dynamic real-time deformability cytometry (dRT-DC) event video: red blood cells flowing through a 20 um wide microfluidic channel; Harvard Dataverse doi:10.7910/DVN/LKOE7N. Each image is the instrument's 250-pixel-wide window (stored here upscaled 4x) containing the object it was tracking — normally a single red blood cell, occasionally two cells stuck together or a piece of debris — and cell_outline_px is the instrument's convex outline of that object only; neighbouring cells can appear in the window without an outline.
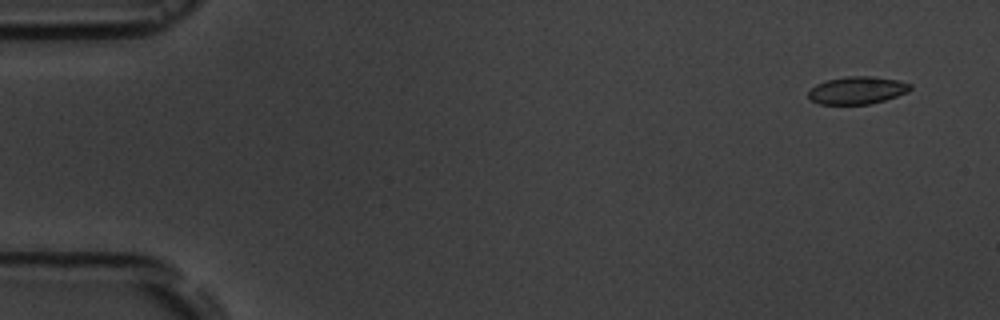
{"species": "common noctule bat (a hibernating species)", "species_latin": "Nyctalus noctula", "temperature_condition": "room temperature", "stored_images_in_passage": 4, "camera_frame_rate_fps": 3000, "um_per_image_px": 0.085, "animal": {"sex": "male", "body_mass_g": 19.5, "forearm_length_mm": 54.6}, "frame": {"image": 1, "passage_image": 1, "time_ms": 0.0, "image_size_px": [1000, 320], "cell_outline_px": [[912, 88], [908, 92], [872, 104], [820, 104], [812, 100], [808, 96], [808, 92], [816, 84], [828, 80], [848, 76], [868, 76], [896, 80], [912, 84]], "centroid_in_image_um": [72.87, 7.68], "position_along_channel_um": 12.1, "area_um2": 16.18}}
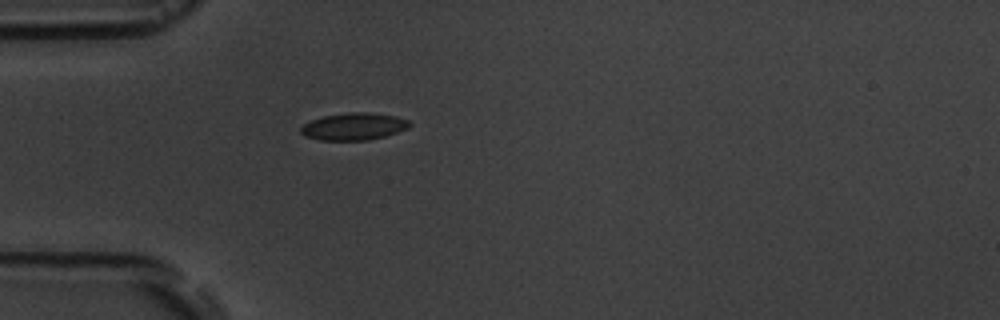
{"frame": {"image": 2, "passage_image": 4, "time_ms": 4.333, "image_size_px": [1000, 320], "cell_outline_px": [[412, 124], [408, 128], [384, 136], [368, 140], [320, 140], [304, 136], [300, 132], [300, 128], [304, 124], [312, 120], [324, 116], [348, 112], [368, 112], [396, 116], [408, 120]], "centroid_in_image_um": [30.07, 10.75], "position_along_channel_um": 54.9, "area_um2": 17.17}}